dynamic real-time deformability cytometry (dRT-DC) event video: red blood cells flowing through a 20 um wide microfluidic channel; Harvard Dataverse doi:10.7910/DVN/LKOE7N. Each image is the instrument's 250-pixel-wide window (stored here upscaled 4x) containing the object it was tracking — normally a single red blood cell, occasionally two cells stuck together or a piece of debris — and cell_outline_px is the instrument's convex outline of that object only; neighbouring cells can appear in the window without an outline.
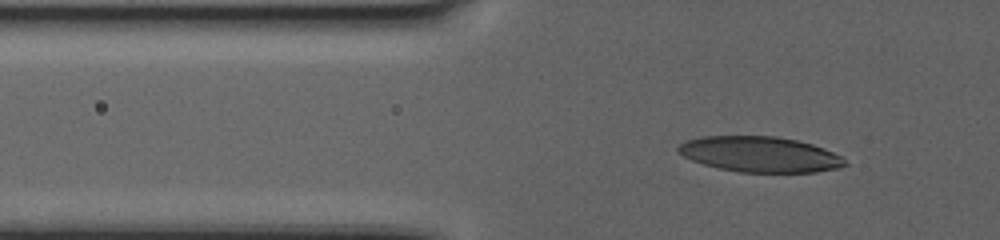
{"species": "human", "species_latin": "Homo sapiens", "temperature_condition": "warm", "stored_images_in_passage": 55, "camera_frame_rate_fps": 3000, "um_per_image_px": 0.085, "donor": {"sex": "female"}, "frame": {"image": 1, "passage_image": 3, "time_ms": 0.667, "image_size_px": [1000, 240], "cell_outline_px": [[848, 164], [840, 168], [816, 172], [740, 172], [720, 168], [704, 164], [692, 160], [676, 152], [676, 148], [684, 140], [704, 136], [776, 136], [796, 140], [812, 144], [824, 148], [840, 156]], "centroid_in_image_um": [64.58, 13.11], "position_along_channel_um": 61.2, "area_um2": 34.51}}
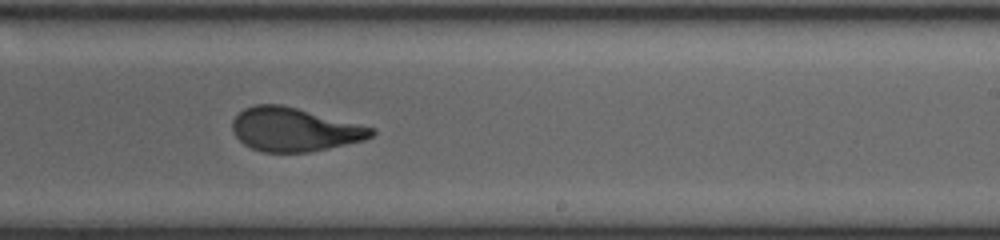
{"frame": {"image": 2, "passage_image": 29, "time_ms": 9.333, "image_size_px": [1000, 240], "cell_outline_px": [[376, 132], [372, 136], [364, 140], [328, 148], [308, 152], [264, 152], [252, 148], [244, 144], [236, 136], [232, 128], [232, 120], [244, 108], [256, 104], [280, 104], [376, 128]], "centroid_in_image_um": [25.02, 11.01], "position_along_channel_um": 264.0, "area_um2": 35.08}}
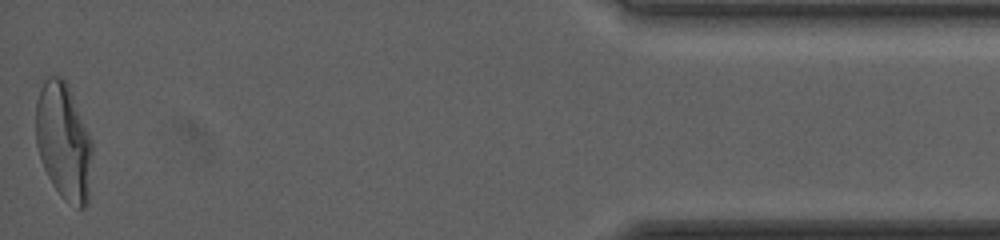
{"frame": {"image": 3, "passage_image": 55, "time_ms": 18.0, "image_size_px": [1000, 240], "cell_outline_px": [[92, 152], [88, 204], [84, 208], [76, 208], [64, 200], [60, 196], [52, 184], [44, 168], [36, 144], [36, 100], [40, 88], [44, 80], [48, 76], [60, 76], [68, 84], [92, 140]], "centroid_in_image_um": [5.41, 12.04], "position_along_channel_um": 429.8, "area_um2": 38.67}, "authors_computed_cell_mechanics": {"area_um2": 36.5296, "velocity_mm_per_s": 2.6299, "shape_relaxation_time_tau1_ms": 8.6247, "shape_relaxation_time_tau2_ms": 1.4027, "deformation_change_tau1": 0.2593, "deformation_change_tau2": 0.0812}}